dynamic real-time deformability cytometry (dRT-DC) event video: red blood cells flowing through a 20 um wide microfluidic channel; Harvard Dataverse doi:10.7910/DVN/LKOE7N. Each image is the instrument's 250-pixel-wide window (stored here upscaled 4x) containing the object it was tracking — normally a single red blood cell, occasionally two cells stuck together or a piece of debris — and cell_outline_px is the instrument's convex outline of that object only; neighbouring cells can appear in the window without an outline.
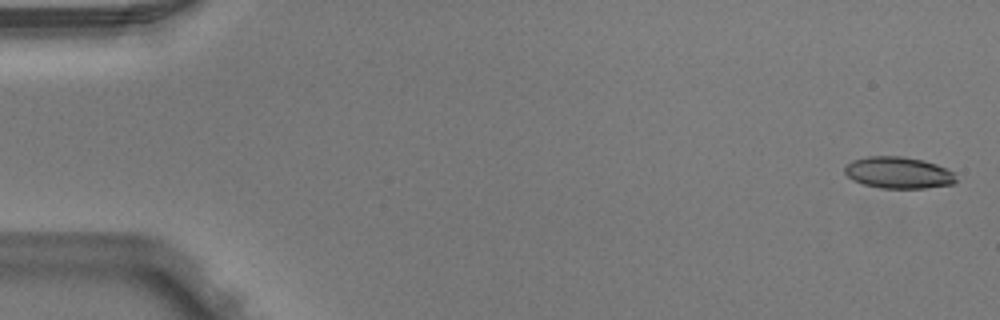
{"species": "Egyptian fruit bat (a non-hibernating species)", "species_latin": "Rousettus aegyptiacus", "temperature_condition": "warm", "stored_images_in_passage": 4, "camera_frame_rate_fps": 3000, "um_per_image_px": 0.085, "animal": {"sex": "male"}, "frame": {"image": 1, "passage_image": 1, "time_ms": 0.0, "image_size_px": [1000, 320], "cell_outline_px": [[956, 180], [952, 184], [924, 188], [880, 188], [864, 184], [852, 180], [844, 172], [844, 168], [852, 160], [868, 156], [900, 156], [924, 160], [936, 164], [952, 172]], "centroid_in_image_um": [76.33, 14.67], "position_along_channel_um": 8.7, "area_um2": 20.35}}
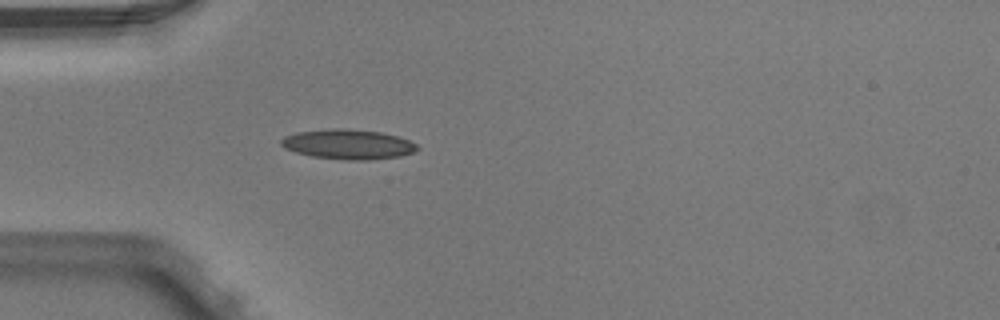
{"frame": {"image": 2, "passage_image": 4, "time_ms": 1.0, "image_size_px": [1000, 320], "cell_outline_px": [[420, 148], [412, 152], [400, 156], [368, 160], [344, 160], [312, 156], [296, 152], [284, 148], [280, 144], [280, 140], [284, 136], [296, 132], [332, 128], [344, 128], [380, 132], [396, 136], [408, 140], [416, 144]], "centroid_in_image_um": [29.55, 12.26], "position_along_channel_um": 55.4, "area_um2": 23.64}}